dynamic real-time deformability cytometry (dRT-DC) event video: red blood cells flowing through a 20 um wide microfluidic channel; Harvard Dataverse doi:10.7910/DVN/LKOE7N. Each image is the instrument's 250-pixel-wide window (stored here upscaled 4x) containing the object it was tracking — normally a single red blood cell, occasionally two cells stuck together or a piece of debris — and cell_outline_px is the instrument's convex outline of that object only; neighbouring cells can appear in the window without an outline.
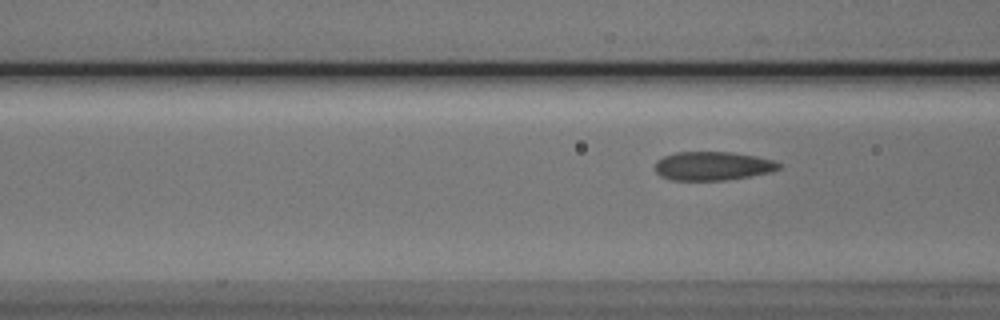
{"species": "Egyptian fruit bat (a non-hibernating species)", "species_latin": "Rousettus aegyptiacus", "temperature_condition": "cold", "stored_images_in_passage": 4, "segment_of_instrument_passage": [2, 2], "camera_frame_rate_fps": 3000, "um_per_image_px": 0.085, "animal": {"sex": "male"}, "frame": {"image": 1, "passage_image": 4, "time_ms": 3.333, "image_size_px": [1000, 320], "cell_outline_px": [[780, 168], [772, 172], [724, 180], [672, 180], [660, 176], [656, 172], [656, 160], [664, 156], [676, 152], [732, 152], [756, 156], [772, 160], [780, 164]], "centroid_in_image_um": [60.56, 14.1], "position_along_channel_um": 106.0, "area_um2": 20.63}}